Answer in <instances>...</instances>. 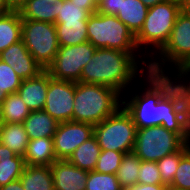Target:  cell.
Returning a JSON list of instances; mask_svg holds the SVG:
<instances>
[{"label": "cell", "instance_id": "6da1fadb", "mask_svg": "<svg viewBox=\"0 0 190 190\" xmlns=\"http://www.w3.org/2000/svg\"><path fill=\"white\" fill-rule=\"evenodd\" d=\"M123 106L137 128L162 126L190 142V78L148 71L123 95Z\"/></svg>", "mask_w": 190, "mask_h": 190}, {"label": "cell", "instance_id": "7a4b0ae2", "mask_svg": "<svg viewBox=\"0 0 190 190\" xmlns=\"http://www.w3.org/2000/svg\"><path fill=\"white\" fill-rule=\"evenodd\" d=\"M148 71L149 61L141 53L96 48L82 70L80 82L104 85L123 96Z\"/></svg>", "mask_w": 190, "mask_h": 190}, {"label": "cell", "instance_id": "3957f363", "mask_svg": "<svg viewBox=\"0 0 190 190\" xmlns=\"http://www.w3.org/2000/svg\"><path fill=\"white\" fill-rule=\"evenodd\" d=\"M149 71L190 78V7L177 15L168 42L149 61Z\"/></svg>", "mask_w": 190, "mask_h": 190}, {"label": "cell", "instance_id": "277c9868", "mask_svg": "<svg viewBox=\"0 0 190 190\" xmlns=\"http://www.w3.org/2000/svg\"><path fill=\"white\" fill-rule=\"evenodd\" d=\"M123 105V96L99 84L75 82L73 121L99 124Z\"/></svg>", "mask_w": 190, "mask_h": 190}, {"label": "cell", "instance_id": "5b68a950", "mask_svg": "<svg viewBox=\"0 0 190 190\" xmlns=\"http://www.w3.org/2000/svg\"><path fill=\"white\" fill-rule=\"evenodd\" d=\"M184 7L179 1L167 0L148 9L143 27L135 36L138 50L148 61L168 42L176 17Z\"/></svg>", "mask_w": 190, "mask_h": 190}, {"label": "cell", "instance_id": "8992f818", "mask_svg": "<svg viewBox=\"0 0 190 190\" xmlns=\"http://www.w3.org/2000/svg\"><path fill=\"white\" fill-rule=\"evenodd\" d=\"M88 41L95 48H108L127 53H140L135 36L116 16L92 13L87 21Z\"/></svg>", "mask_w": 190, "mask_h": 190}, {"label": "cell", "instance_id": "52a82bcc", "mask_svg": "<svg viewBox=\"0 0 190 190\" xmlns=\"http://www.w3.org/2000/svg\"><path fill=\"white\" fill-rule=\"evenodd\" d=\"M136 134L137 126L123 105L114 114L94 125V136L101 150L132 152Z\"/></svg>", "mask_w": 190, "mask_h": 190}, {"label": "cell", "instance_id": "ba28073f", "mask_svg": "<svg viewBox=\"0 0 190 190\" xmlns=\"http://www.w3.org/2000/svg\"><path fill=\"white\" fill-rule=\"evenodd\" d=\"M186 142L177 134L162 126L137 128L133 153L141 161L157 162L179 151Z\"/></svg>", "mask_w": 190, "mask_h": 190}, {"label": "cell", "instance_id": "9c48e42d", "mask_svg": "<svg viewBox=\"0 0 190 190\" xmlns=\"http://www.w3.org/2000/svg\"><path fill=\"white\" fill-rule=\"evenodd\" d=\"M21 40L45 70L59 50L56 27L52 23L22 19Z\"/></svg>", "mask_w": 190, "mask_h": 190}, {"label": "cell", "instance_id": "30bf717a", "mask_svg": "<svg viewBox=\"0 0 190 190\" xmlns=\"http://www.w3.org/2000/svg\"><path fill=\"white\" fill-rule=\"evenodd\" d=\"M96 48L89 42L59 47L46 71L53 79L80 82L84 66L91 60Z\"/></svg>", "mask_w": 190, "mask_h": 190}, {"label": "cell", "instance_id": "8fae6325", "mask_svg": "<svg viewBox=\"0 0 190 190\" xmlns=\"http://www.w3.org/2000/svg\"><path fill=\"white\" fill-rule=\"evenodd\" d=\"M75 82L56 80L49 74L44 111L58 123L73 121Z\"/></svg>", "mask_w": 190, "mask_h": 190}, {"label": "cell", "instance_id": "7c38bea8", "mask_svg": "<svg viewBox=\"0 0 190 190\" xmlns=\"http://www.w3.org/2000/svg\"><path fill=\"white\" fill-rule=\"evenodd\" d=\"M94 135V125L85 122L67 121L58 124L53 137L57 160H66L83 142Z\"/></svg>", "mask_w": 190, "mask_h": 190}, {"label": "cell", "instance_id": "4fadbf2b", "mask_svg": "<svg viewBox=\"0 0 190 190\" xmlns=\"http://www.w3.org/2000/svg\"><path fill=\"white\" fill-rule=\"evenodd\" d=\"M0 60L10 65L23 80L35 78L45 70L33 58L22 40L2 51Z\"/></svg>", "mask_w": 190, "mask_h": 190}, {"label": "cell", "instance_id": "5bb4252c", "mask_svg": "<svg viewBox=\"0 0 190 190\" xmlns=\"http://www.w3.org/2000/svg\"><path fill=\"white\" fill-rule=\"evenodd\" d=\"M54 190H85L88 172L66 160H57L50 165Z\"/></svg>", "mask_w": 190, "mask_h": 190}, {"label": "cell", "instance_id": "9a60e30c", "mask_svg": "<svg viewBox=\"0 0 190 190\" xmlns=\"http://www.w3.org/2000/svg\"><path fill=\"white\" fill-rule=\"evenodd\" d=\"M49 87V73L44 70L37 77L23 80L17 93L30 111L43 110Z\"/></svg>", "mask_w": 190, "mask_h": 190}, {"label": "cell", "instance_id": "2e32d148", "mask_svg": "<svg viewBox=\"0 0 190 190\" xmlns=\"http://www.w3.org/2000/svg\"><path fill=\"white\" fill-rule=\"evenodd\" d=\"M25 165L50 166L57 161L53 138L41 137L29 140L25 154Z\"/></svg>", "mask_w": 190, "mask_h": 190}, {"label": "cell", "instance_id": "e0dca14e", "mask_svg": "<svg viewBox=\"0 0 190 190\" xmlns=\"http://www.w3.org/2000/svg\"><path fill=\"white\" fill-rule=\"evenodd\" d=\"M17 10L22 19L55 24L57 20L58 0H26Z\"/></svg>", "mask_w": 190, "mask_h": 190}, {"label": "cell", "instance_id": "ac0fdd59", "mask_svg": "<svg viewBox=\"0 0 190 190\" xmlns=\"http://www.w3.org/2000/svg\"><path fill=\"white\" fill-rule=\"evenodd\" d=\"M58 122L44 110L31 111L23 122L29 140L41 137L53 138Z\"/></svg>", "mask_w": 190, "mask_h": 190}, {"label": "cell", "instance_id": "d6986e66", "mask_svg": "<svg viewBox=\"0 0 190 190\" xmlns=\"http://www.w3.org/2000/svg\"><path fill=\"white\" fill-rule=\"evenodd\" d=\"M148 9L141 0H121L116 17L136 36L143 27Z\"/></svg>", "mask_w": 190, "mask_h": 190}, {"label": "cell", "instance_id": "ffe728a7", "mask_svg": "<svg viewBox=\"0 0 190 190\" xmlns=\"http://www.w3.org/2000/svg\"><path fill=\"white\" fill-rule=\"evenodd\" d=\"M59 47L82 44L88 41L87 21H56Z\"/></svg>", "mask_w": 190, "mask_h": 190}, {"label": "cell", "instance_id": "44dd1931", "mask_svg": "<svg viewBox=\"0 0 190 190\" xmlns=\"http://www.w3.org/2000/svg\"><path fill=\"white\" fill-rule=\"evenodd\" d=\"M25 166L22 156L16 155L8 147L0 143V187L18 180Z\"/></svg>", "mask_w": 190, "mask_h": 190}, {"label": "cell", "instance_id": "7402d4cb", "mask_svg": "<svg viewBox=\"0 0 190 190\" xmlns=\"http://www.w3.org/2000/svg\"><path fill=\"white\" fill-rule=\"evenodd\" d=\"M19 179L25 190H54L50 166L26 165Z\"/></svg>", "mask_w": 190, "mask_h": 190}, {"label": "cell", "instance_id": "603a6c76", "mask_svg": "<svg viewBox=\"0 0 190 190\" xmlns=\"http://www.w3.org/2000/svg\"><path fill=\"white\" fill-rule=\"evenodd\" d=\"M22 18L17 9L0 15V53L21 40Z\"/></svg>", "mask_w": 190, "mask_h": 190}, {"label": "cell", "instance_id": "cb8c5ba5", "mask_svg": "<svg viewBox=\"0 0 190 190\" xmlns=\"http://www.w3.org/2000/svg\"><path fill=\"white\" fill-rule=\"evenodd\" d=\"M0 143L16 155L23 157L29 143V137L23 123H3L0 132Z\"/></svg>", "mask_w": 190, "mask_h": 190}, {"label": "cell", "instance_id": "d4e9b609", "mask_svg": "<svg viewBox=\"0 0 190 190\" xmlns=\"http://www.w3.org/2000/svg\"><path fill=\"white\" fill-rule=\"evenodd\" d=\"M100 153L101 148L93 135L77 147L67 160L77 168L93 171Z\"/></svg>", "mask_w": 190, "mask_h": 190}, {"label": "cell", "instance_id": "484cf974", "mask_svg": "<svg viewBox=\"0 0 190 190\" xmlns=\"http://www.w3.org/2000/svg\"><path fill=\"white\" fill-rule=\"evenodd\" d=\"M0 109L3 123H23L31 112L18 93L7 95Z\"/></svg>", "mask_w": 190, "mask_h": 190}, {"label": "cell", "instance_id": "4316f807", "mask_svg": "<svg viewBox=\"0 0 190 190\" xmlns=\"http://www.w3.org/2000/svg\"><path fill=\"white\" fill-rule=\"evenodd\" d=\"M140 164L141 159L133 152L124 154L116 172L118 182L124 190L138 183Z\"/></svg>", "mask_w": 190, "mask_h": 190}, {"label": "cell", "instance_id": "83f0119b", "mask_svg": "<svg viewBox=\"0 0 190 190\" xmlns=\"http://www.w3.org/2000/svg\"><path fill=\"white\" fill-rule=\"evenodd\" d=\"M189 148L190 142H187L179 151L171 153L156 162L163 185H166L168 188L171 186L181 156Z\"/></svg>", "mask_w": 190, "mask_h": 190}, {"label": "cell", "instance_id": "f1b7e54d", "mask_svg": "<svg viewBox=\"0 0 190 190\" xmlns=\"http://www.w3.org/2000/svg\"><path fill=\"white\" fill-rule=\"evenodd\" d=\"M85 190H124L116 177V174L98 173L89 171Z\"/></svg>", "mask_w": 190, "mask_h": 190}, {"label": "cell", "instance_id": "f546056e", "mask_svg": "<svg viewBox=\"0 0 190 190\" xmlns=\"http://www.w3.org/2000/svg\"><path fill=\"white\" fill-rule=\"evenodd\" d=\"M91 13L70 0H58L56 21H88Z\"/></svg>", "mask_w": 190, "mask_h": 190}, {"label": "cell", "instance_id": "4dcf8cb0", "mask_svg": "<svg viewBox=\"0 0 190 190\" xmlns=\"http://www.w3.org/2000/svg\"><path fill=\"white\" fill-rule=\"evenodd\" d=\"M169 190H190V148L181 156Z\"/></svg>", "mask_w": 190, "mask_h": 190}, {"label": "cell", "instance_id": "1f68e13d", "mask_svg": "<svg viewBox=\"0 0 190 190\" xmlns=\"http://www.w3.org/2000/svg\"><path fill=\"white\" fill-rule=\"evenodd\" d=\"M125 153L114 150H101L94 171L116 174Z\"/></svg>", "mask_w": 190, "mask_h": 190}, {"label": "cell", "instance_id": "d6a6232c", "mask_svg": "<svg viewBox=\"0 0 190 190\" xmlns=\"http://www.w3.org/2000/svg\"><path fill=\"white\" fill-rule=\"evenodd\" d=\"M22 81L10 65L0 60V91L7 95L17 93Z\"/></svg>", "mask_w": 190, "mask_h": 190}, {"label": "cell", "instance_id": "836d02e7", "mask_svg": "<svg viewBox=\"0 0 190 190\" xmlns=\"http://www.w3.org/2000/svg\"><path fill=\"white\" fill-rule=\"evenodd\" d=\"M138 184H162L156 162L141 161Z\"/></svg>", "mask_w": 190, "mask_h": 190}, {"label": "cell", "instance_id": "e575fe53", "mask_svg": "<svg viewBox=\"0 0 190 190\" xmlns=\"http://www.w3.org/2000/svg\"><path fill=\"white\" fill-rule=\"evenodd\" d=\"M121 0H104V2L99 6L97 12L116 16L118 9H120Z\"/></svg>", "mask_w": 190, "mask_h": 190}, {"label": "cell", "instance_id": "d590c367", "mask_svg": "<svg viewBox=\"0 0 190 190\" xmlns=\"http://www.w3.org/2000/svg\"><path fill=\"white\" fill-rule=\"evenodd\" d=\"M125 190H169L166 185L163 184H135L127 187Z\"/></svg>", "mask_w": 190, "mask_h": 190}, {"label": "cell", "instance_id": "8d00e7d4", "mask_svg": "<svg viewBox=\"0 0 190 190\" xmlns=\"http://www.w3.org/2000/svg\"><path fill=\"white\" fill-rule=\"evenodd\" d=\"M72 3L83 6V8L89 11L91 14L97 11V8L93 5L92 0H70Z\"/></svg>", "mask_w": 190, "mask_h": 190}, {"label": "cell", "instance_id": "74e56055", "mask_svg": "<svg viewBox=\"0 0 190 190\" xmlns=\"http://www.w3.org/2000/svg\"><path fill=\"white\" fill-rule=\"evenodd\" d=\"M0 190H25V189L23 188L20 179H18L6 185L1 186Z\"/></svg>", "mask_w": 190, "mask_h": 190}, {"label": "cell", "instance_id": "f35d334b", "mask_svg": "<svg viewBox=\"0 0 190 190\" xmlns=\"http://www.w3.org/2000/svg\"><path fill=\"white\" fill-rule=\"evenodd\" d=\"M12 10L13 8L10 6L7 0H0V15L6 14Z\"/></svg>", "mask_w": 190, "mask_h": 190}, {"label": "cell", "instance_id": "ab89813d", "mask_svg": "<svg viewBox=\"0 0 190 190\" xmlns=\"http://www.w3.org/2000/svg\"><path fill=\"white\" fill-rule=\"evenodd\" d=\"M141 1L146 7L150 8V7H153L154 5H157L158 3H161L167 0H141Z\"/></svg>", "mask_w": 190, "mask_h": 190}, {"label": "cell", "instance_id": "60d3db41", "mask_svg": "<svg viewBox=\"0 0 190 190\" xmlns=\"http://www.w3.org/2000/svg\"><path fill=\"white\" fill-rule=\"evenodd\" d=\"M10 6L13 9H17L21 4H23L26 0H7Z\"/></svg>", "mask_w": 190, "mask_h": 190}, {"label": "cell", "instance_id": "b9f144b4", "mask_svg": "<svg viewBox=\"0 0 190 190\" xmlns=\"http://www.w3.org/2000/svg\"><path fill=\"white\" fill-rule=\"evenodd\" d=\"M7 97V94L0 91V108H1V105L3 103V101L5 100V98Z\"/></svg>", "mask_w": 190, "mask_h": 190}, {"label": "cell", "instance_id": "7bdbcfd3", "mask_svg": "<svg viewBox=\"0 0 190 190\" xmlns=\"http://www.w3.org/2000/svg\"><path fill=\"white\" fill-rule=\"evenodd\" d=\"M93 5L98 9L99 6L104 2V0H92Z\"/></svg>", "mask_w": 190, "mask_h": 190}, {"label": "cell", "instance_id": "ee69618b", "mask_svg": "<svg viewBox=\"0 0 190 190\" xmlns=\"http://www.w3.org/2000/svg\"><path fill=\"white\" fill-rule=\"evenodd\" d=\"M181 2L184 6H190V0H176Z\"/></svg>", "mask_w": 190, "mask_h": 190}, {"label": "cell", "instance_id": "f6af8a7d", "mask_svg": "<svg viewBox=\"0 0 190 190\" xmlns=\"http://www.w3.org/2000/svg\"><path fill=\"white\" fill-rule=\"evenodd\" d=\"M2 126H3V121H2V115H1V109H0V132H1Z\"/></svg>", "mask_w": 190, "mask_h": 190}]
</instances>
